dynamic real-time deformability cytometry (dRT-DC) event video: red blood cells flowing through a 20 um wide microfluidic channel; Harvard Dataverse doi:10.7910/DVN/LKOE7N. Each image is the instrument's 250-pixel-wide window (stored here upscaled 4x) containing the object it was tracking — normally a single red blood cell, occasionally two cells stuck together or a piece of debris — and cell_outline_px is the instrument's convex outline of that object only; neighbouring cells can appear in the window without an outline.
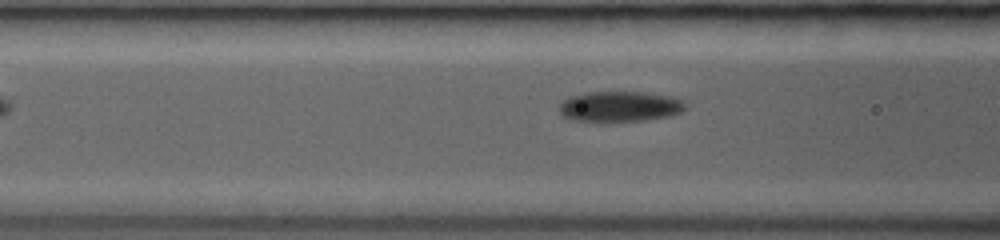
{"species": "common noctule bat (a hibernating species)", "species_latin": "Nyctalus noctula", "temperature_condition": "room temperature", "stored_images_in_passage": 11, "camera_frame_rate_fps": 3000, "um_per_image_px": 0.085, "animal": {"sex": "female", "body_mass_g": 19.0, "forearm_length_mm": 53.3}, "frame": {"image": 1, "passage_image": 11, "time_ms": 5.667, "image_size_px": [1000, 240], "cell_outline_px": [[684, 108], [680, 112], [672, 116], [644, 120], [608, 124], [604, 124], [572, 120], [564, 116], [560, 112], [560, 104], [568, 96], [584, 92], [644, 92], [672, 96], [680, 100], [684, 104]], "centroid_in_image_um": [52.63, 9.09], "position_along_channel_um": 114.0, "area_um2": 23.12}}